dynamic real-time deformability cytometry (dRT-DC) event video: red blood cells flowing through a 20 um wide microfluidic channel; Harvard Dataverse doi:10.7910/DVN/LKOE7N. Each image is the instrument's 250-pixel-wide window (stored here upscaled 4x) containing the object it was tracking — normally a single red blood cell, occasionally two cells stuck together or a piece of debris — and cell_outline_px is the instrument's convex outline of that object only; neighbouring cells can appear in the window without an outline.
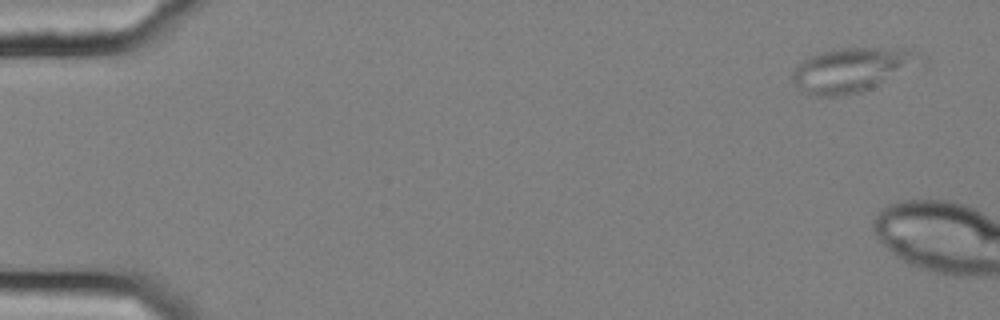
{"species": "common noctule bat (a hibernating species)", "species_latin": "Nyctalus noctula", "temperature_condition": "cold", "stored_images_in_passage": 8, "camera_frame_rate_fps": 3000, "um_per_image_px": 0.085, "animal": {"sex": "female", "body_mass_g": 25.1}, "frame": {"image": 1, "passage_image": 1, "time_ms": 0.0, "image_size_px": [1000, 320], "cell_outline_px": [[928, 60], [924, 64], [860, 92], [840, 96], [820, 96], [808, 92], [796, 84], [792, 80], [792, 68], [796, 64], [808, 56], [820, 52], [840, 48], [908, 48], [920, 52], [928, 56]], "centroid_in_image_um": [72.53, 5.88], "position_along_channel_um": 12.5, "area_um2": 33.41}}